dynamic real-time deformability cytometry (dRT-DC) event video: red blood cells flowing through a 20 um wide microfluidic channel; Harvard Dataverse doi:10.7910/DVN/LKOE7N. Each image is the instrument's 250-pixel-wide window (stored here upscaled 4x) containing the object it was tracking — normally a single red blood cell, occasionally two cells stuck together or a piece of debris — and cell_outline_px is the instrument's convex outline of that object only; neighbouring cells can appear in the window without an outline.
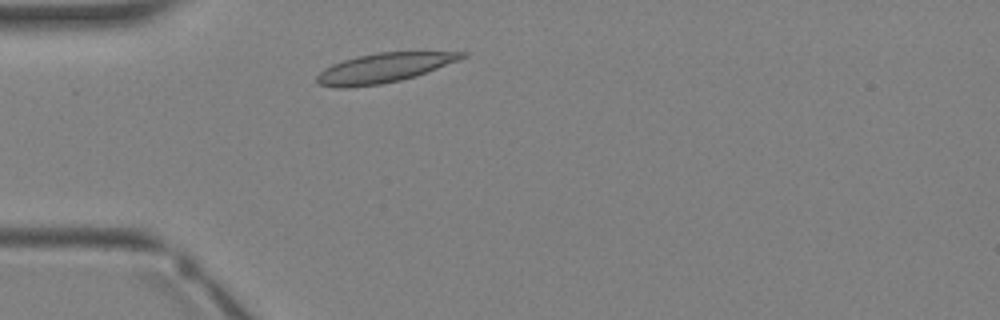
{"species": "Egyptian fruit bat (a non-hibernating species)", "species_latin": "Rousettus aegyptiacus", "temperature_condition": "warm", "stored_images_in_passage": 1, "camera_frame_rate_fps": 3000, "um_per_image_px": 0.085, "animal": {"sex": "female"}, "frame": {"image": 1, "passage_image": 1, "time_ms": 0.0, "image_size_px": [1000, 320], "cell_outline_px": [[468, 56], [460, 60], [416, 76], [400, 80], [380, 84], [348, 88], [332, 88], [316, 84], [316, 76], [324, 68], [332, 64], [356, 56], [380, 52], [468, 52]], "centroid_in_image_um": [32.6, 5.78], "position_along_channel_um": 52.4, "area_um2": 25.03}}